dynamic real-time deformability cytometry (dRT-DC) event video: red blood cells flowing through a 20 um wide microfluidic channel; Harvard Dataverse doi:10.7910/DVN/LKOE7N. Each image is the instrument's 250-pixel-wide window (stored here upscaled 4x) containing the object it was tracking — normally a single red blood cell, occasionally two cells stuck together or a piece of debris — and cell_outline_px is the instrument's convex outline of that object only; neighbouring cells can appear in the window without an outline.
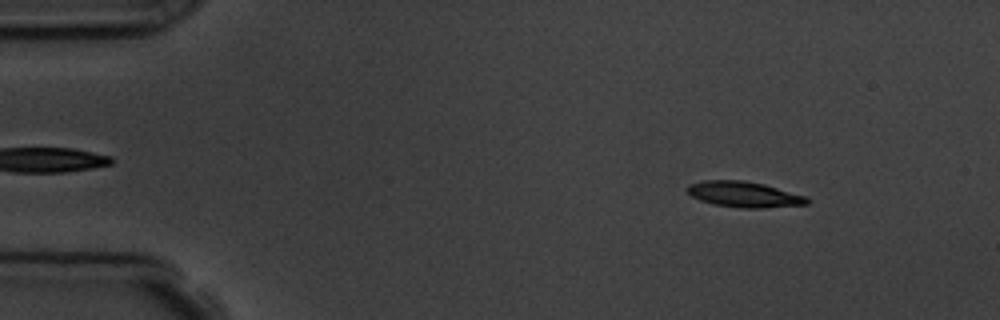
{"species": "common noctule bat (a hibernating species)", "species_latin": "Nyctalus noctula", "temperature_condition": "room temperature", "stored_images_in_passage": 8, "camera_frame_rate_fps": 3000, "um_per_image_px": 0.085, "animal": {"sex": "male", "body_mass_g": 19.5, "forearm_length_mm": 54.6}, "frame": {"image": 1, "passage_image": 1, "time_ms": 0.0, "image_size_px": [1000, 320], "cell_outline_px": [[812, 200], [808, 204], [764, 208], [740, 208], [712, 204], [700, 200], [692, 196], [688, 192], [688, 184], [704, 180], [744, 180], [764, 184], [804, 196]], "centroid_in_image_um": [63.24, 16.52], "position_along_channel_um": 21.8, "area_um2": 17.92}}
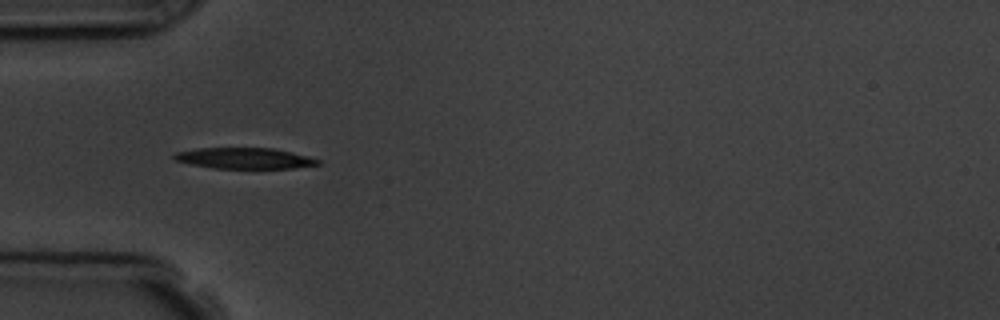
{"frame": {"image": 2, "passage_image": 3, "time_ms": 3.333, "image_size_px": [1000, 320], "cell_outline_px": [[320, 164], [292, 168], [212, 168], [192, 164], [176, 160], [172, 156], [176, 152], [200, 148], [272, 148], [292, 152], [308, 156], [320, 160]], "centroid_in_image_um": [20.8, 13.45], "position_along_channel_um": 64.2, "area_um2": 17.34}}
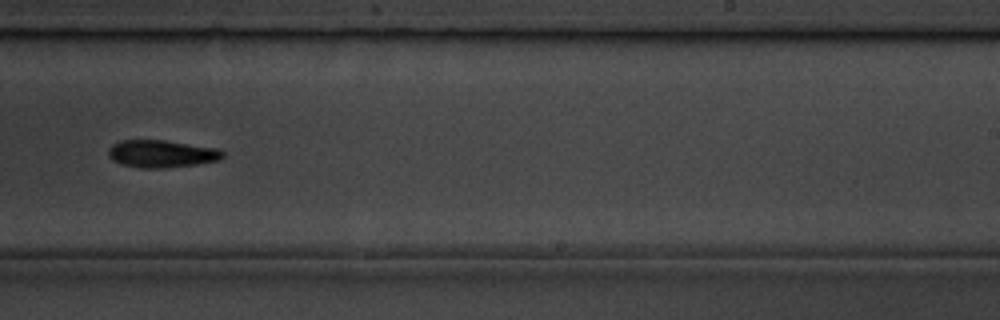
{"frame": {"image": 3, "passage_image": 8, "time_ms": 9.0, "image_size_px": [1000, 320], "cell_outline_px": [[224, 156], [220, 160], [196, 164], [164, 168], [140, 168], [120, 164], [112, 160], [108, 156], [108, 148], [112, 144], [120, 140], [164, 140], [216, 148], [224, 152]], "centroid_in_image_um": [13.69, 13.07], "position_along_channel_um": 275.3, "area_um2": 18.38}}